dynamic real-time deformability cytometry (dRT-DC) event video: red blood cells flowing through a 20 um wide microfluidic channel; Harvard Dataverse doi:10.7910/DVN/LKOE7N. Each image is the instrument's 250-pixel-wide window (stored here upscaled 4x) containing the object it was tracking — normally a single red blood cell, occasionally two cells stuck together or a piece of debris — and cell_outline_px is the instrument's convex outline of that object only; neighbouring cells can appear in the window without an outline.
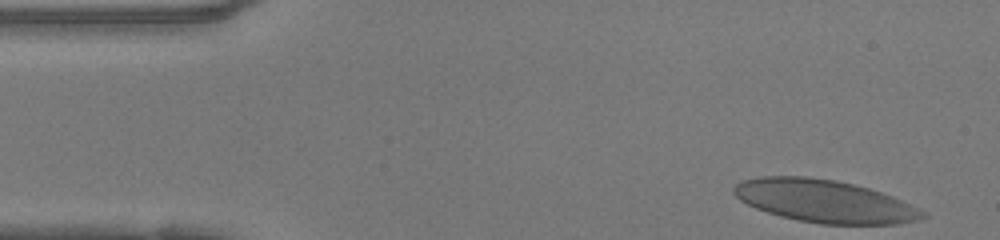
{"species": "human", "species_latin": "Homo sapiens", "temperature_condition": "warm", "stored_images_in_passage": 46, "camera_frame_rate_fps": 3000, "um_per_image_px": 0.085, "donor": {"sex": "female"}, "frame": {"image": 1, "passage_image": 1, "time_ms": 0.0, "image_size_px": [1000, 240], "cell_outline_px": [[928, 216], [920, 220], [896, 224], [820, 224], [780, 216], [756, 208], [740, 200], [732, 192], [732, 188], [736, 184], [744, 180], [760, 176], [808, 176], [836, 180], [868, 188], [892, 196], [920, 208]], "centroid_in_image_um": [70.09, 17.09], "position_along_channel_um": 14.9, "area_um2": 46.88}}
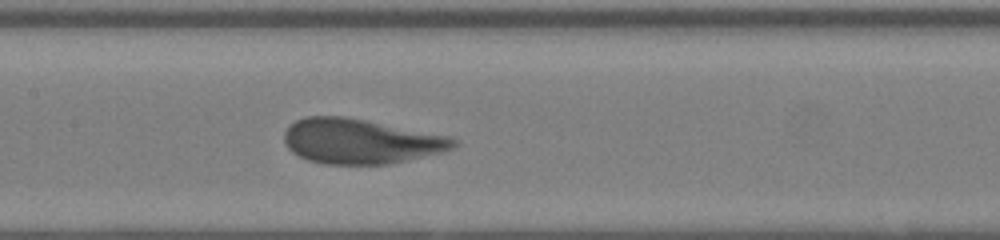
{"frame": {"image": 2, "passage_image": 20, "time_ms": 6.333, "image_size_px": [1000, 240], "cell_outline_px": [[460, 144], [452, 148], [440, 152], [388, 164], [328, 164], [308, 160], [292, 152], [288, 148], [284, 140], [284, 132], [296, 120], [304, 116], [344, 116], [448, 136], [456, 140]], "centroid_in_image_um": [30.61, 12.0], "position_along_channel_um": 176.8, "area_um2": 43.81}}
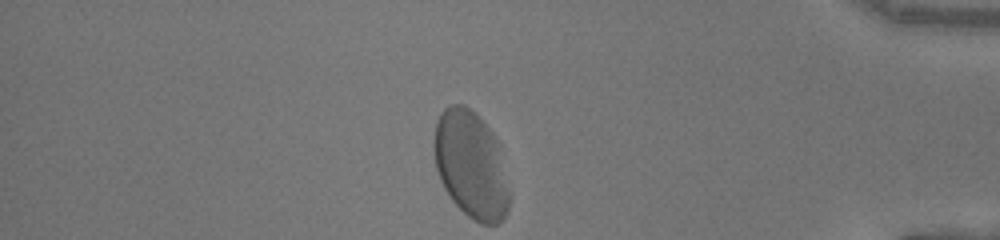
{"frame": {"image": 3, "passage_image": 39, "time_ms": 12.667, "image_size_px": [1000, 240], "cell_outline_px": [[512, 196], [508, 212], [496, 224], [480, 224], [468, 216], [452, 200], [444, 188], [440, 180], [436, 168], [432, 144], [432, 140], [436, 120], [440, 112], [448, 104], [464, 104], [476, 112], [492, 132], [500, 144]], "centroid_in_image_um": [40.05, 13.98], "position_along_channel_um": 395.2, "area_um2": 48.32}, "authors_computed_cell_mechanics": {"area_um2": 44.7372, "velocity_mm_per_s": 4.0525, "shape_relaxation_time_tau1_ms": 2.9158, "shape_relaxation_time_tau2_ms": null, "deformation_change_tau1": 0.1608, "deformation_change_tau2": null}}